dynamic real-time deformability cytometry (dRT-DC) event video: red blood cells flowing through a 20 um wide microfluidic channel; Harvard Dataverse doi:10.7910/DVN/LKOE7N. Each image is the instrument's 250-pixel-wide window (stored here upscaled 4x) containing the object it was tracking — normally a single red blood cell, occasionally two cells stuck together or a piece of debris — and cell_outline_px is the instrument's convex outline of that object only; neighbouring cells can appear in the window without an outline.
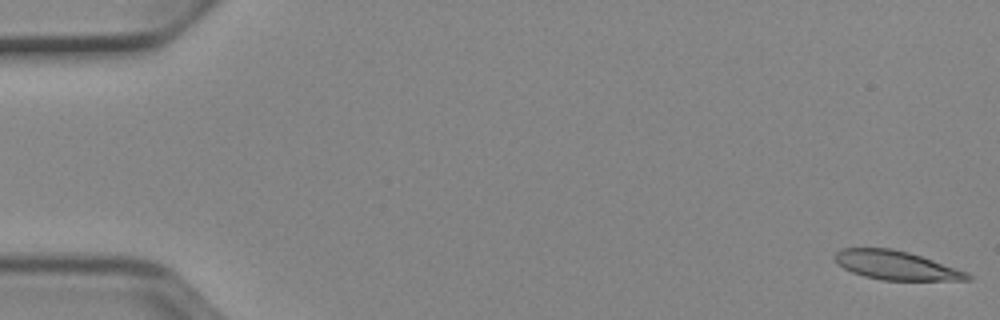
{"species": "Egyptian fruit bat (a non-hibernating species)", "species_latin": "Rousettus aegyptiacus", "temperature_condition": "cold", "stored_images_in_passage": 4, "camera_frame_rate_fps": 3000, "um_per_image_px": 0.085, "animal": {"sex": "female"}, "frame": {"image": 1, "passage_image": 1, "time_ms": 0.0, "image_size_px": [1000, 320], "cell_outline_px": [[972, 280], [880, 280], [864, 276], [852, 272], [844, 268], [832, 256], [840, 248], [892, 248], [908, 252], [968, 272], [972, 276]], "centroid_in_image_um": [76.15, 22.55], "position_along_channel_um": 8.8, "area_um2": 22.2}}